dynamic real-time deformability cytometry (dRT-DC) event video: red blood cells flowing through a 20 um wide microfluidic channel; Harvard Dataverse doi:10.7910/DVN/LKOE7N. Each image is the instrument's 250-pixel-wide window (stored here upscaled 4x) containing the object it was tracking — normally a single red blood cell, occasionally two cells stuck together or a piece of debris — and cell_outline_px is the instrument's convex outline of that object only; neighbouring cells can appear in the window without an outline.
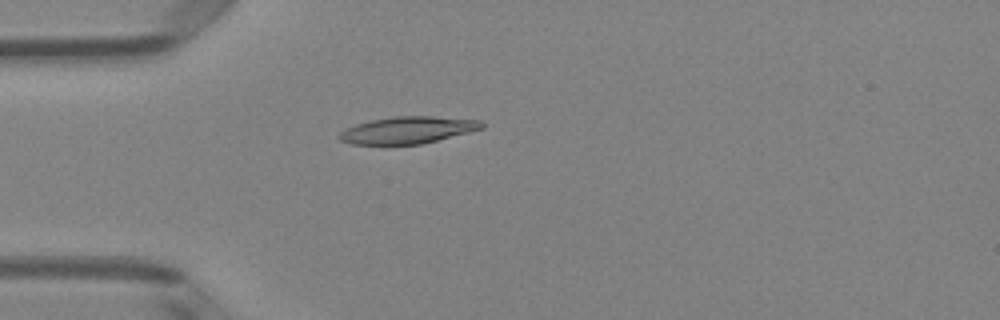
{"species": "Egyptian fruit bat (a non-hibernating species)", "species_latin": "Rousettus aegyptiacus", "temperature_condition": "room temperature", "stored_images_in_passage": 43, "camera_frame_rate_fps": 3000, "um_per_image_px": 0.085, "animal": {"sex": "female"}, "frame": {"image": 1, "passage_image": 7, "time_ms": 2.0, "image_size_px": [1000, 320], "cell_outline_px": [[484, 128], [420, 144], [352, 144], [340, 140], [336, 136], [344, 128], [356, 124], [372, 120], [392, 116], [432, 116], [480, 120], [484, 124]], "centroid_in_image_um": [34.61, 11.05], "position_along_channel_um": 50.4, "area_um2": 22.25}}
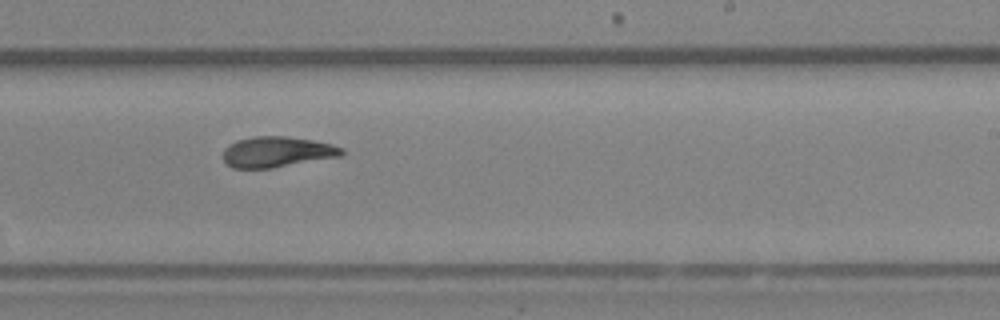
{"frame": {"image": 2, "passage_image": 24, "time_ms": 7.667, "image_size_px": [1000, 320], "cell_outline_px": [[344, 152], [340, 156], [272, 168], [232, 168], [224, 160], [224, 148], [228, 144], [236, 140], [252, 136], [288, 136], [312, 140], [332, 144], [344, 148]], "centroid_in_image_um": [23.53, 12.9], "position_along_channel_um": 265.5, "area_um2": 21.21}}
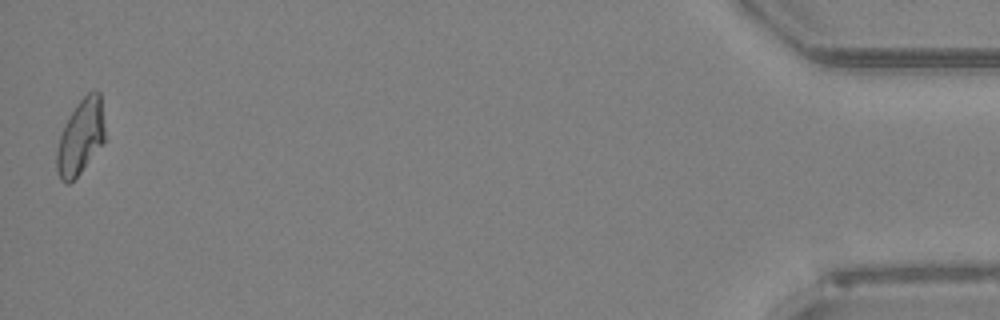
{"frame": {"image": 3, "passage_image": 43, "time_ms": 14.0, "image_size_px": [1000, 320], "cell_outline_px": [[104, 144], [80, 172], [68, 184], [64, 184], [60, 180], [56, 172], [56, 152], [60, 136], [64, 124], [76, 104], [88, 92], [96, 88], [100, 92], [104, 128]], "centroid_in_image_um": [6.84, 11.64], "position_along_channel_um": 428.4, "area_um2": 21.21}, "authors_computed_cell_mechanics": {"area_um2": 21.3282, "velocity_mm_per_s": 4.0124, "shape_relaxation_time_tau1_ms": null, "shape_relaxation_time_tau2_ms": 3.6939, "deformation_change_tau1": null, "deformation_change_tau2": 0.0956}}